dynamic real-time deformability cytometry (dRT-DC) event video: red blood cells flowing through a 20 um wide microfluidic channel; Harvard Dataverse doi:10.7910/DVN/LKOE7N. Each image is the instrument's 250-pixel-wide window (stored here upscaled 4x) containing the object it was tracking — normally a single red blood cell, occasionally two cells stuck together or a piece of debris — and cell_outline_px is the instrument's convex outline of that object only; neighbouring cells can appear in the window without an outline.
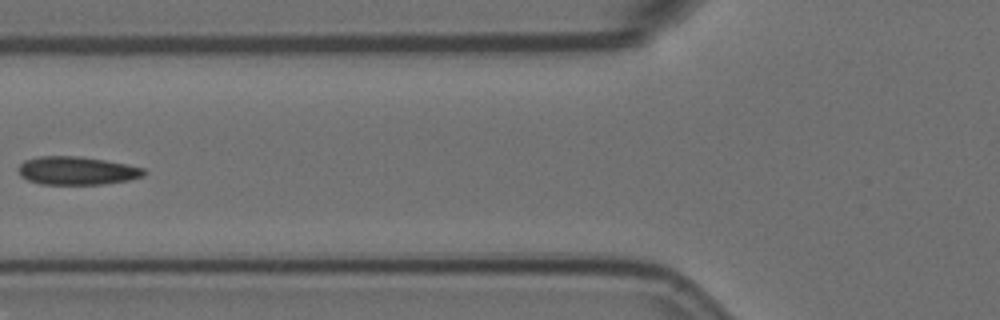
{"species": "Egyptian fruit bat (a non-hibernating species)", "species_latin": "Rousettus aegyptiacus", "temperature_condition": "room temperature", "stored_images_in_passage": 5, "camera_frame_rate_fps": 3000, "um_per_image_px": 0.085, "animal": {"sex": "female"}, "frame": {"image": 1, "passage_image": 4, "time_ms": 1.0, "image_size_px": [1000, 320], "cell_outline_px": [[148, 172], [144, 176], [128, 180], [104, 184], [40, 184], [28, 180], [20, 176], [16, 168], [24, 160], [40, 156], [80, 156], [104, 160], [144, 168]], "centroid_in_image_um": [6.51, 14.51], "position_along_channel_um": 119.3, "area_um2": 20.75}}
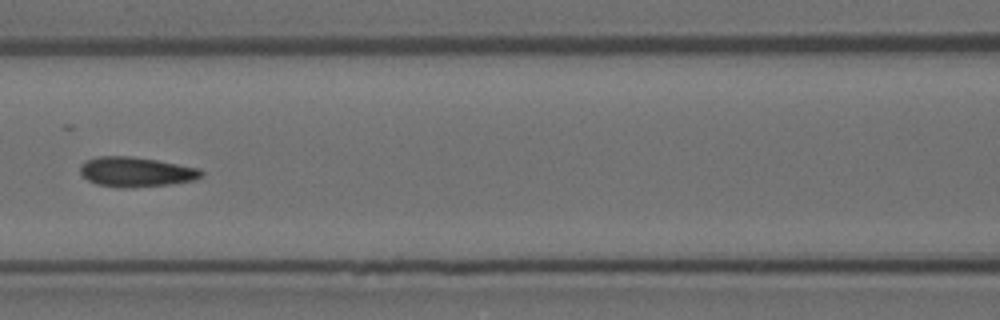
{"frame": {"image": 2, "passage_image": 5, "time_ms": 1.333, "image_size_px": [1000, 320], "cell_outline_px": [[204, 176], [196, 180], [172, 184], [128, 188], [120, 188], [96, 184], [88, 180], [80, 172], [80, 164], [88, 160], [100, 156], [132, 156], [156, 160], [200, 168], [204, 172]], "centroid_in_image_um": [11.61, 14.62], "position_along_channel_um": 155.0, "area_um2": 21.21}}